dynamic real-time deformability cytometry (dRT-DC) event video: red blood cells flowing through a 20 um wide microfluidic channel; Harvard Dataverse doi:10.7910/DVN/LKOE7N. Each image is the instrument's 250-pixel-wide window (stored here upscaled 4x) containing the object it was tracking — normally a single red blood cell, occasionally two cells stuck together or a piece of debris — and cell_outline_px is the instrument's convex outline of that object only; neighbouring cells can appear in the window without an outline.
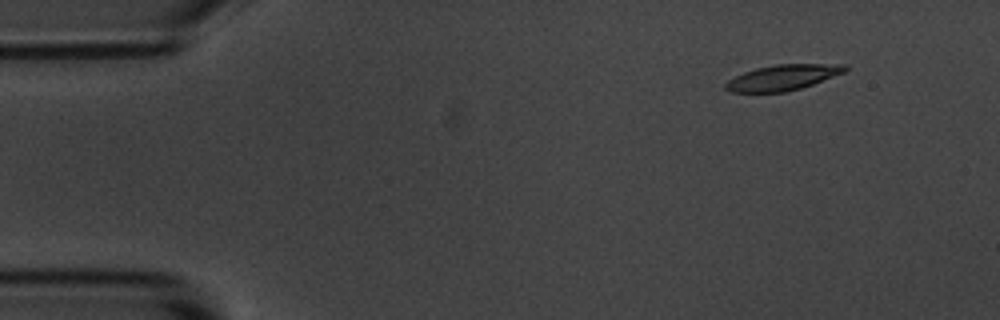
{"species": "common noctule bat (a hibernating species)", "species_latin": "Nyctalus noctula", "temperature_condition": "room temperature", "stored_images_in_passage": 4, "camera_frame_rate_fps": 3000, "um_per_image_px": 0.085, "animal": {"sex": "male", "body_mass_g": 20.1, "forearm_length_mm": 53.5}, "frame": {"image": 1, "passage_image": 1, "time_ms": 0.0, "image_size_px": [1000, 320], "cell_outline_px": [[848, 68], [844, 72], [812, 84], [800, 88], [784, 92], [732, 92], [724, 88], [724, 84], [728, 80], [744, 72], [756, 68], [776, 64], [848, 64]], "centroid_in_image_um": [66.52, 6.58], "position_along_channel_um": 18.5, "area_um2": 17.63}}
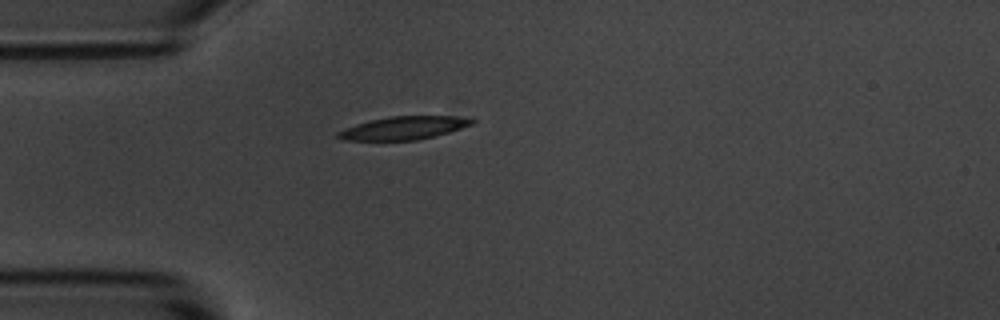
{"frame": {"image": 2, "passage_image": 3, "time_ms": 3.0, "image_size_px": [1000, 320], "cell_outline_px": [[476, 120], [472, 124], [448, 132], [416, 140], [344, 140], [336, 136], [336, 132], [344, 128], [368, 120], [388, 116], [452, 116]], "centroid_in_image_um": [34.23, 10.87], "position_along_channel_um": 50.8, "area_um2": 17.8}}